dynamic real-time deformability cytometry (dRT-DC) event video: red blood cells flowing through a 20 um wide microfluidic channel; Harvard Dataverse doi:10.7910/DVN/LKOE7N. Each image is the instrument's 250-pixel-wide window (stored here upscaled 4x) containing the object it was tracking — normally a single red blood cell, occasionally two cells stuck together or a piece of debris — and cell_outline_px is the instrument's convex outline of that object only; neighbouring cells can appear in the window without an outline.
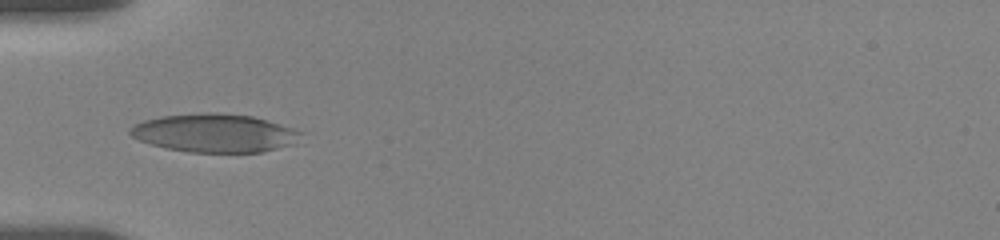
{"species": "human", "species_latin": "Homo sapiens", "temperature_condition": "room temperature", "stored_images_in_passage": 43, "camera_frame_rate_fps": 3000, "um_per_image_px": 0.085, "donor": {"sex": "female"}, "frame": {"image": 1, "passage_image": 1, "time_ms": 0.0, "image_size_px": [1000, 240], "cell_outline_px": [[304, 132], [296, 144], [260, 152], [188, 152], [168, 148], [152, 144], [140, 140], [132, 136], [128, 132], [136, 124], [144, 120], [160, 116], [200, 112], [216, 112], [252, 116], [292, 128]], "centroid_in_image_um": [18.27, 11.3], "position_along_channel_um": 66.7, "area_um2": 38.09}}
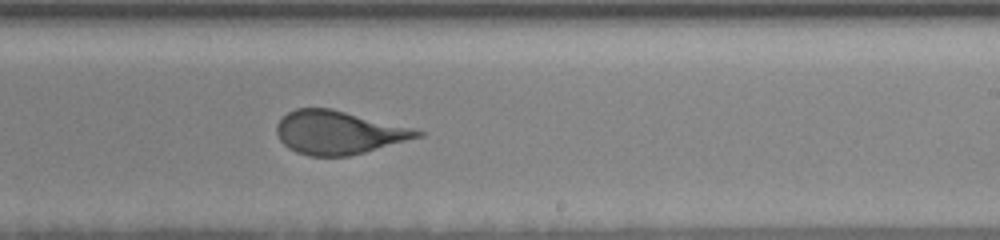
{"frame": {"image": 2, "passage_image": 20, "time_ms": 5.333, "image_size_px": [1000, 240], "cell_outline_px": [[424, 136], [364, 152], [348, 156], [308, 156], [296, 152], [288, 148], [280, 140], [276, 132], [276, 124], [288, 112], [296, 108], [332, 108], [412, 128], [424, 132]], "centroid_in_image_um": [28.75, 11.26], "position_along_channel_um": 260.2, "area_um2": 35.43}}
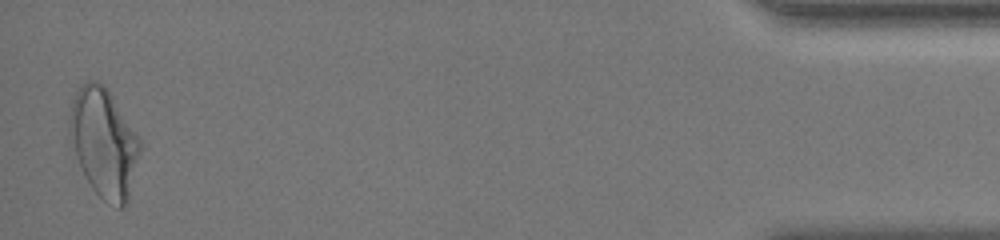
{"frame": {"image": 3, "passage_image": 42, "time_ms": 12.0, "image_size_px": [1000, 240], "cell_outline_px": [[140, 152], [128, 204], [124, 208], [120, 208], [108, 204], [92, 188], [84, 176], [76, 156], [68, 132], [68, 116], [72, 100], [80, 84], [88, 80], [96, 80], [104, 84], [108, 88], [140, 140]], "centroid_in_image_um": [8.81, 12.13], "position_along_channel_um": 426.4, "area_um2": 44.97}, "authors_computed_cell_mechanics": {"area_um2": 36.4718, "velocity_mm_per_s": 3.6507, "shape_relaxation_time_tau1_ms": 4.8277, "shape_relaxation_time_tau2_ms": 0.7273, "deformation_change_tau1": 0.1589, "deformation_change_tau2": 0.0907}}